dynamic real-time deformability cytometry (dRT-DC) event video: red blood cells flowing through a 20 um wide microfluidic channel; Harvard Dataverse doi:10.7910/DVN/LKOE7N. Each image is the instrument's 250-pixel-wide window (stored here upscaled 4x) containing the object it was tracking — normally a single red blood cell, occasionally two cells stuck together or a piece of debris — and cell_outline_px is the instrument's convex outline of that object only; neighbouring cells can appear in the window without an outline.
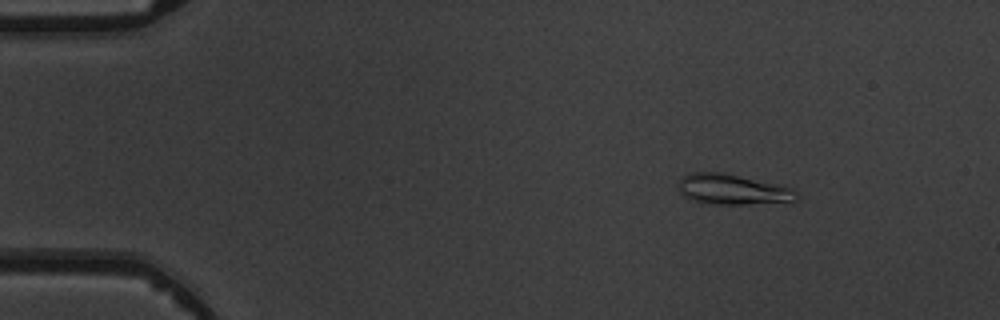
{"species": "common noctule bat (a hibernating species)", "species_latin": "Nyctalus noctula", "temperature_condition": "warm", "stored_images_in_passage": 6, "camera_frame_rate_fps": 3000, "um_per_image_px": 0.085, "animal": {"sex": "male", "body_mass_g": 19.5, "forearm_length_mm": 54.6}, "frame": {"image": 1, "passage_image": 3, "time_ms": 2.333, "image_size_px": [1000, 320], "cell_outline_px": [[800, 196], [796, 200], [748, 204], [712, 204], [688, 200], [680, 192], [680, 180], [684, 176], [692, 172], [724, 172], [776, 184], [792, 188]], "centroid_in_image_um": [62.25, 16.1], "position_along_channel_um": 22.8, "area_um2": 20.75}}